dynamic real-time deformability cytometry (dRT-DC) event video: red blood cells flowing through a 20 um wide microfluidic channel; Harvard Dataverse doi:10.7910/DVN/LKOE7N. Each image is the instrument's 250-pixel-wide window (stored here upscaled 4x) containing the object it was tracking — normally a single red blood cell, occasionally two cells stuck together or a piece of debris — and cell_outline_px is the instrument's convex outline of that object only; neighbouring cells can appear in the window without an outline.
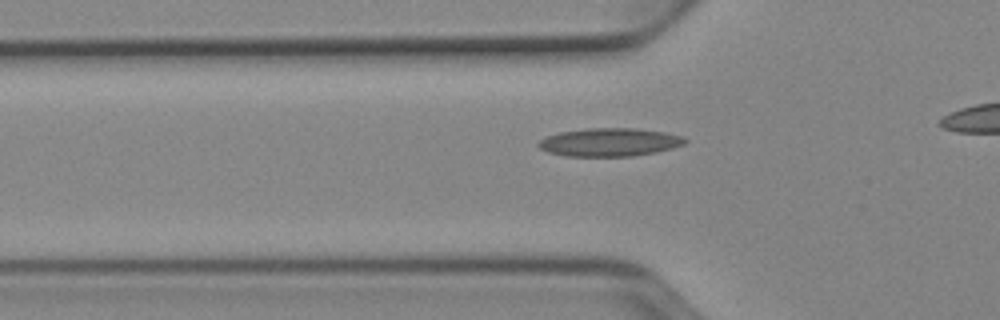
{"species": "Egyptian fruit bat (a non-hibernating species)", "species_latin": "Rousettus aegyptiacus", "temperature_condition": "cold", "stored_images_in_passage": 37, "camera_frame_rate_fps": 3000, "um_per_image_px": 0.085, "animal": {"sex": "female"}, "frame": {"image": 1, "passage_image": 12, "time_ms": 3.667, "image_size_px": [1000, 320], "cell_outline_px": [[688, 140], [684, 144], [672, 148], [656, 152], [632, 156], [568, 156], [548, 152], [540, 148], [536, 144], [540, 140], [548, 136], [560, 132], [588, 128], [636, 128], [664, 132], [684, 136]], "centroid_in_image_um": [51.84, 12.08], "position_along_channel_um": 74.0, "area_um2": 24.04}}
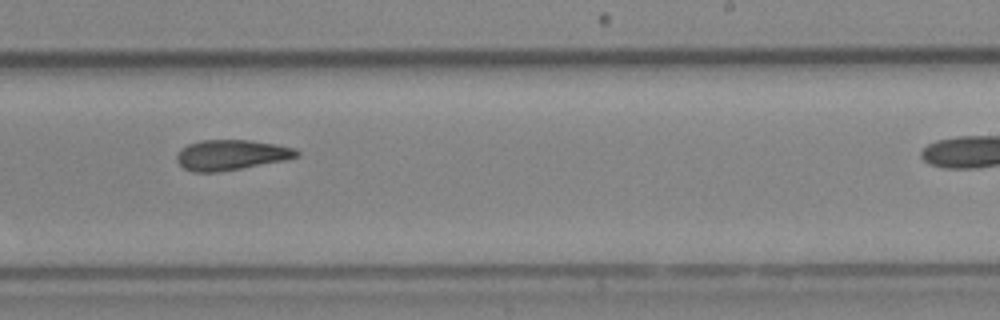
{"frame": {"image": 2, "passage_image": 27, "time_ms": 8.667, "image_size_px": [1000, 320], "cell_outline_px": [[300, 156], [288, 160], [220, 172], [192, 172], [184, 168], [176, 160], [176, 156], [180, 148], [188, 144], [200, 140], [248, 140], [276, 144], [296, 148], [300, 152]], "centroid_in_image_um": [19.68, 13.17], "position_along_channel_um": 269.3, "area_um2": 21.5}}
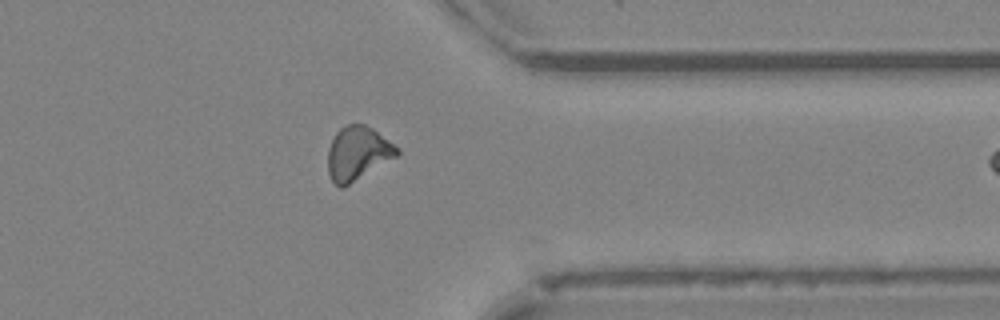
{"frame": {"image": 3, "passage_image": 36, "time_ms": 11.667, "image_size_px": [1000, 320], "cell_outline_px": [[400, 152], [396, 156], [344, 188], [340, 188], [332, 180], [328, 172], [328, 148], [336, 132], [340, 128], [348, 124], [364, 124], [372, 128], [400, 148]], "centroid_in_image_um": [30.4, 13.03], "position_along_channel_um": 381.0, "area_um2": 21.56}}